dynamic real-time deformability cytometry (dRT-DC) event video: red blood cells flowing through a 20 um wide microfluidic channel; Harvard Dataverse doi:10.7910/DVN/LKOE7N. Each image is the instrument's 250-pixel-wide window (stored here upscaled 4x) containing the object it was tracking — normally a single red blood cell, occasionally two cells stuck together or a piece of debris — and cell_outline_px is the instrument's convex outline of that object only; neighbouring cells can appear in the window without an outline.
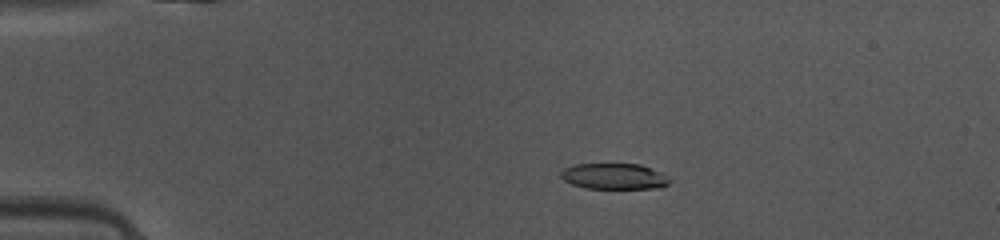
{"species": "common noctule bat (a hibernating species)", "species_latin": "Nyctalus noctula", "temperature_condition": "warm", "stored_images_in_passage": 48, "camera_frame_rate_fps": 3000, "um_per_image_px": 0.085, "animal": {"sex": "female", "body_mass_g": 10.0, "forearm_length_mm": 53.1}, "frame": {"image": 1, "passage_image": 10, "time_ms": 3.0, "image_size_px": [1000, 240], "cell_outline_px": [[672, 180], [668, 184], [660, 188], [584, 188], [572, 184], [564, 180], [560, 176], [560, 172], [564, 168], [576, 164], [640, 164], [668, 176]], "centroid_in_image_um": [52.2, 14.99], "position_along_channel_um": 32.8, "area_um2": 16.36}}
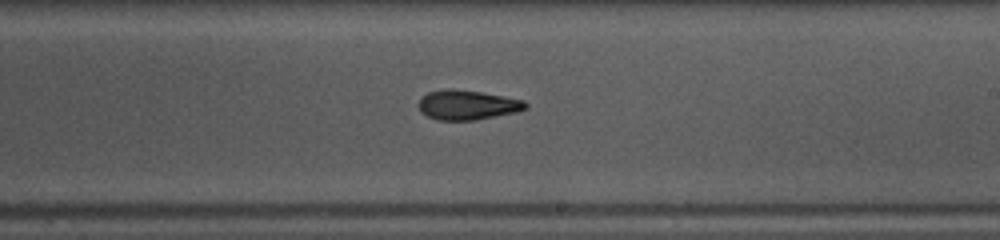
{"frame": {"image": 2, "passage_image": 29, "time_ms": 9.333, "image_size_px": [1000, 240], "cell_outline_px": [[528, 108], [516, 112], [476, 120], [436, 120], [420, 112], [416, 104], [420, 96], [428, 92], [444, 88], [452, 88], [480, 92], [504, 96], [524, 100], [528, 104]], "centroid_in_image_um": [39.67, 8.91], "position_along_channel_um": 249.3, "area_um2": 18.84}}
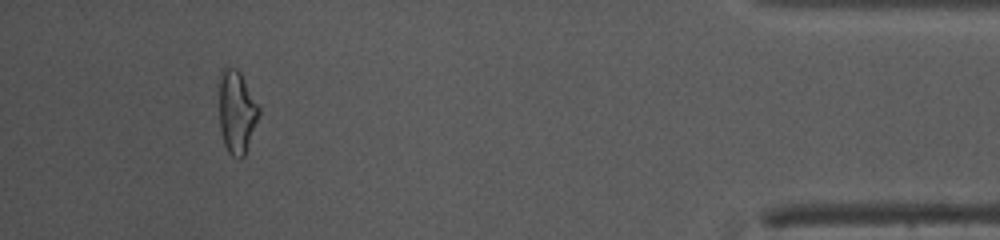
{"frame": {"image": 3, "passage_image": 45, "time_ms": 14.667, "image_size_px": [1000, 240], "cell_outline_px": [[260, 116], [244, 156], [240, 160], [232, 156], [228, 152], [224, 144], [220, 128], [220, 72], [224, 68], [236, 68], [240, 72], [260, 108]], "centroid_in_image_um": [20.14, 9.56], "position_along_channel_um": 415.1, "area_um2": 19.13}, "authors_computed_cell_mechanics": {"area_um2": 18.0914, "velocity_mm_per_s": 4.1549, "shape_relaxation_time_tau1_ms": 4.9328, "shape_relaxation_time_tau2_ms": 2.2413, "deformation_change_tau1": 0.181, "deformation_change_tau2": 0.0864}}